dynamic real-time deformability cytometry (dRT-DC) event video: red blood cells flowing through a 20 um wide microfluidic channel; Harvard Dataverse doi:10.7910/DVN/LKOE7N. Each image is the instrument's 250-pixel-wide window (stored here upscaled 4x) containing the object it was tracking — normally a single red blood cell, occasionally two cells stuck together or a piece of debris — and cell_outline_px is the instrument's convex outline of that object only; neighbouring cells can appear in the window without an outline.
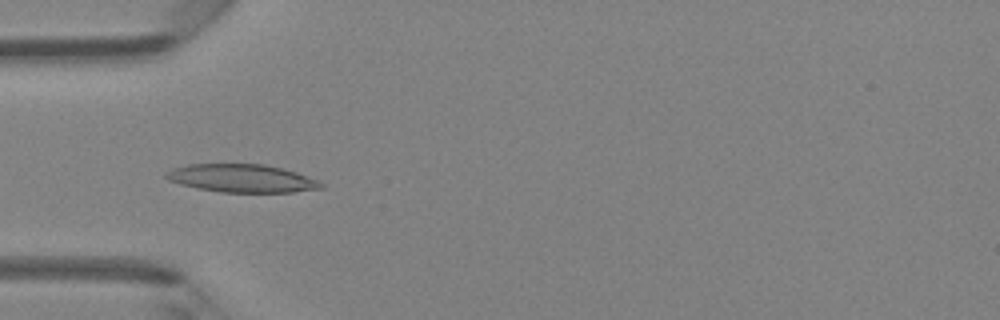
{"species": "Egyptian fruit bat (a non-hibernating species)", "species_latin": "Rousettus aegyptiacus", "temperature_condition": "room temperature", "stored_images_in_passage": 46, "camera_frame_rate_fps": 3000, "um_per_image_px": 0.085, "animal": {"sex": "female"}, "frame": {"image": 1, "passage_image": 14, "time_ms": 4.333, "image_size_px": [1000, 320], "cell_outline_px": [[324, 188], [292, 192], [220, 192], [196, 188], [180, 184], [168, 180], [164, 176], [164, 172], [172, 168], [188, 164], [264, 164], [284, 168], [296, 172], [316, 180], [324, 184]], "centroid_in_image_um": [20.52, 15.15], "position_along_channel_um": 64.5, "area_um2": 25.43}}
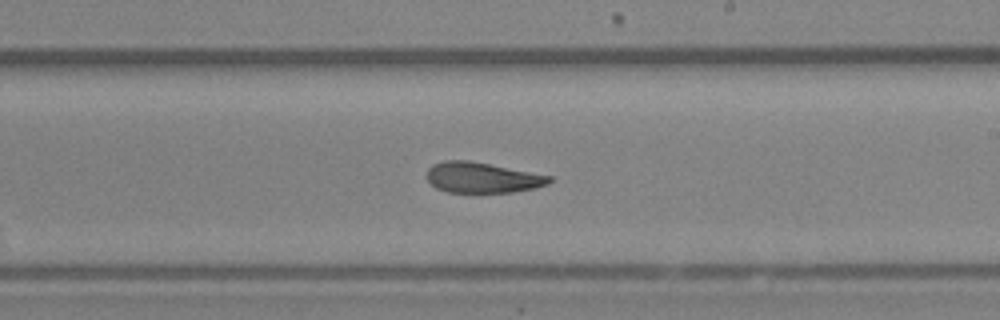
{"frame": {"image": 2, "passage_image": 27, "time_ms": 8.667, "image_size_px": [1000, 320], "cell_outline_px": [[552, 180], [548, 184], [536, 188], [512, 192], [448, 192], [436, 188], [428, 180], [428, 168], [432, 164], [444, 160], [468, 160], [552, 176]], "centroid_in_image_um": [40.99, 15.09], "position_along_channel_um": 248.0, "area_um2": 21.68}}
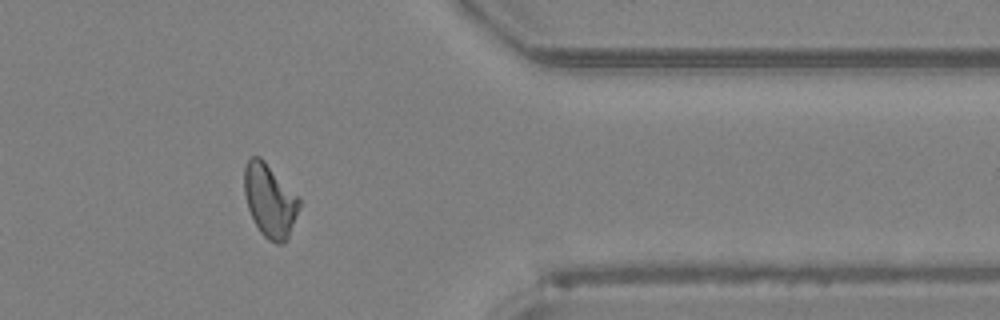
{"frame": {"image": 3, "passage_image": 38, "time_ms": 12.333, "image_size_px": [1000, 320], "cell_outline_px": [[300, 208], [288, 236], [284, 244], [276, 244], [268, 240], [260, 232], [248, 208], [244, 192], [244, 168], [248, 160], [252, 156], [260, 156], [300, 196]], "centroid_in_image_um": [22.95, 17.03], "position_along_channel_um": 388.4, "area_um2": 23.58}, "authors_computed_cell_mechanics": {"area_um2": 23.3512, "velocity_mm_per_s": 4.2676, "shape_relaxation_time_tau1_ms": 7.3196, "shape_relaxation_time_tau2_ms": 3.2505, "deformation_change_tau1": 0.1903, "deformation_change_tau2": 0.1202}}